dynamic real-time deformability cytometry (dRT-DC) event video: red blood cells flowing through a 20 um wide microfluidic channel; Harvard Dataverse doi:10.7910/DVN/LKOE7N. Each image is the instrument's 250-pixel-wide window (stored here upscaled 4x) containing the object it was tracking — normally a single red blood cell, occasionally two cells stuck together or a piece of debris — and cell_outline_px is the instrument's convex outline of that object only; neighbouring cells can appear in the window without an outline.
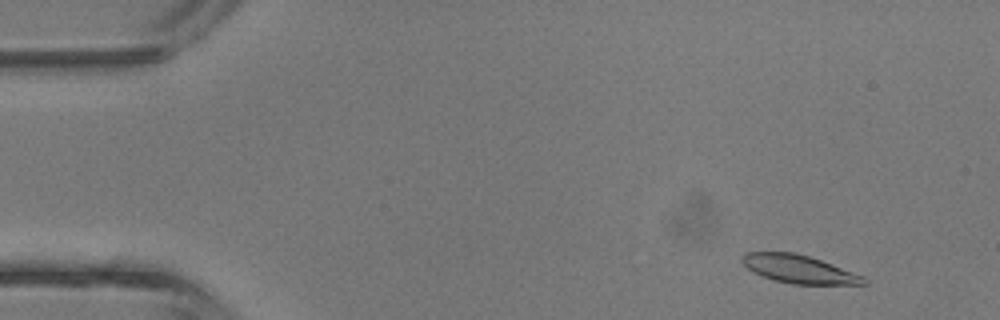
{"species": "common noctule bat (a hibernating species)", "species_latin": "Nyctalus noctula", "temperature_condition": "room temperature", "stored_images_in_passage": 41, "camera_frame_rate_fps": 3000, "um_per_image_px": 0.085, "animal": {"sex": "male", "body_mass_g": 13.3}, "frame": {"image": 1, "passage_image": 3, "time_ms": 0.667, "image_size_px": [1000, 320], "cell_outline_px": [[868, 284], [792, 284], [776, 280], [752, 272], [740, 260], [740, 256], [744, 252], [792, 252], [808, 256], [832, 264], [864, 276], [868, 280]], "centroid_in_image_um": [67.9, 22.87], "position_along_channel_um": 17.1, "area_um2": 19.83}}
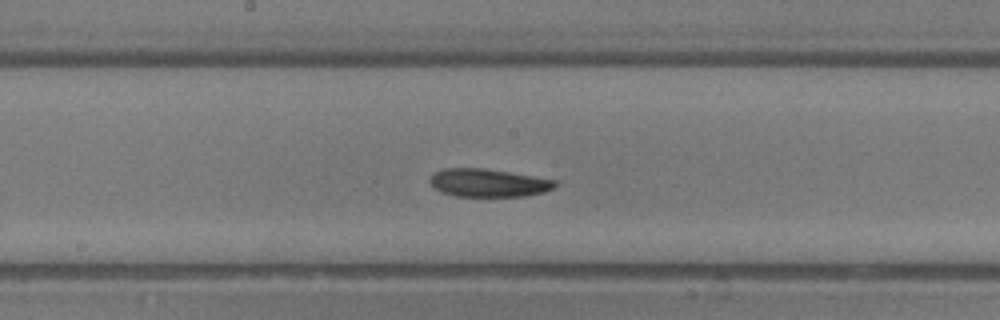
{"frame": {"image": 2, "passage_image": 21, "time_ms": 6.667, "image_size_px": [1000, 320], "cell_outline_px": [[556, 188], [544, 192], [524, 196], [456, 196], [440, 192], [428, 180], [436, 172], [444, 168], [484, 168], [556, 180]], "centroid_in_image_um": [41.52, 15.54], "position_along_channel_um": 206.7, "area_um2": 20.29}}
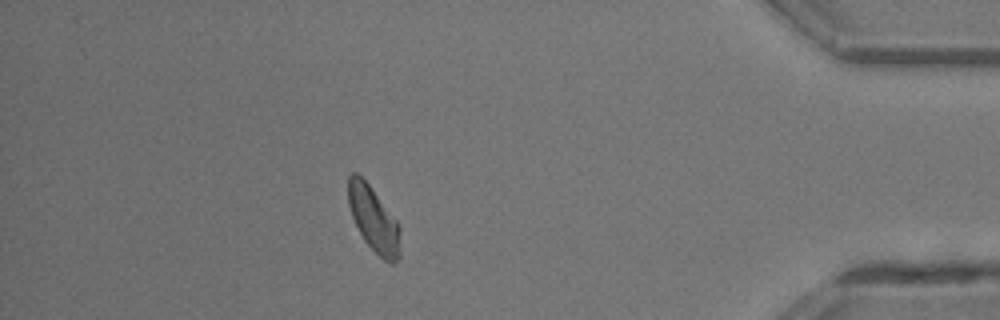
{"frame": {"image": 3, "passage_image": 36, "time_ms": 11.667, "image_size_px": [1000, 320], "cell_outline_px": [[400, 256], [392, 264], [384, 260], [364, 240], [352, 216], [348, 204], [348, 176], [352, 172], [356, 172], [368, 184], [400, 224]], "centroid_in_image_um": [31.77, 18.64], "position_along_channel_um": 403.4, "area_um2": 19.54}, "authors_computed_cell_mechanics": {"area_um2": 20.2878, "velocity_mm_per_s": 4.901, "shape_relaxation_time_tau1_ms": 5.4967, "shape_relaxation_time_tau2_ms": null, "deformation_change_tau1": 0.1527, "deformation_change_tau2": null}}